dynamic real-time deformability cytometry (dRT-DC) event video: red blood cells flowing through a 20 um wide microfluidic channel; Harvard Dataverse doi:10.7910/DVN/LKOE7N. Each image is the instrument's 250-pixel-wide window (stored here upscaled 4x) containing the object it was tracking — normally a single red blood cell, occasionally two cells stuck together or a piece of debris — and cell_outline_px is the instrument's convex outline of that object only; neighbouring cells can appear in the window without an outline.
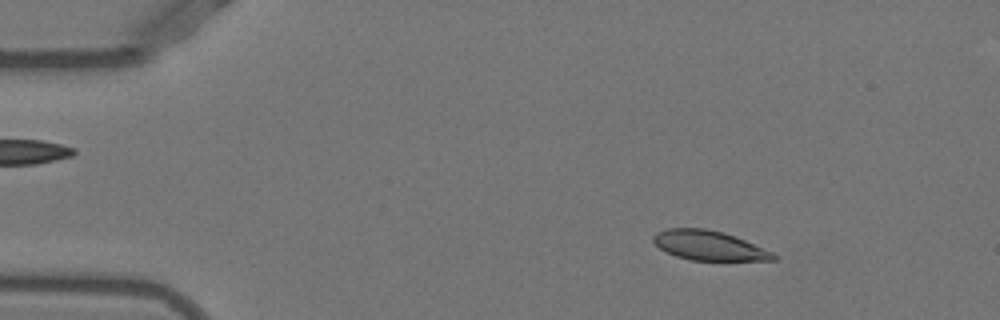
{"species": "Egyptian fruit bat (a non-hibernating species)", "species_latin": "Rousettus aegyptiacus", "temperature_condition": "warm", "stored_images_in_passage": 50, "camera_frame_rate_fps": 3000, "um_per_image_px": 0.085, "animal": {"sex": "female"}, "frame": {"image": 1, "passage_image": 6, "time_ms": 1.667, "image_size_px": [1000, 320], "cell_outline_px": [[776, 260], [692, 260], [676, 256], [660, 248], [652, 240], [652, 236], [656, 232], [668, 228], [704, 228], [724, 232], [776, 252]], "centroid_in_image_um": [60.29, 20.86], "position_along_channel_um": 24.7, "area_um2": 20.69}}
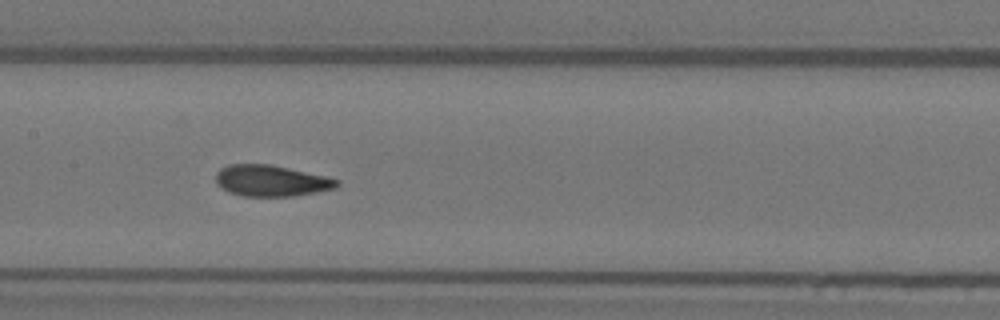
{"frame": {"image": 2, "passage_image": 24, "time_ms": 7.667, "image_size_px": [1000, 320], "cell_outline_px": [[340, 184], [336, 188], [296, 196], [244, 196], [228, 192], [220, 188], [216, 184], [216, 172], [220, 168], [228, 164], [268, 164], [288, 168], [324, 176], [340, 180]], "centroid_in_image_um": [23.02, 15.37], "position_along_channel_um": 184.4, "area_um2": 22.08}}
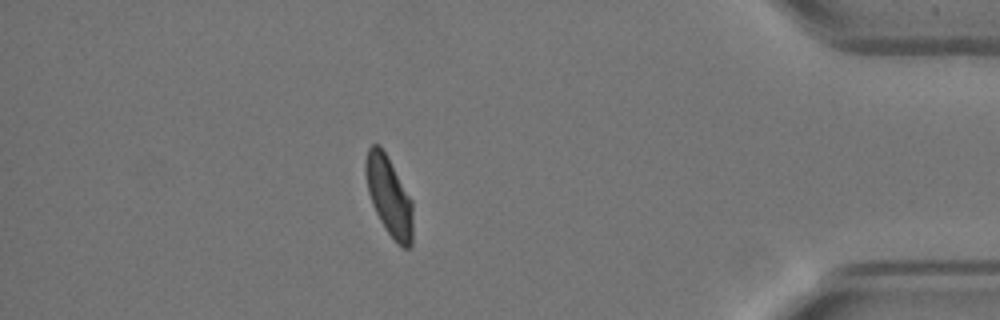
{"frame": {"image": 3, "passage_image": 44, "time_ms": 14.333, "image_size_px": [1000, 320], "cell_outline_px": [[412, 244], [408, 248], [404, 248], [396, 244], [380, 220], [372, 204], [368, 192], [364, 172], [364, 164], [368, 148], [372, 144], [380, 144], [412, 200]], "centroid_in_image_um": [33.05, 16.67], "position_along_channel_um": 402.2, "area_um2": 21.73}, "authors_computed_cell_mechanics": {"area_um2": 22.1952, "velocity_mm_per_s": 3.8944, "shape_relaxation_time_tau1_ms": 5.6215, "shape_relaxation_time_tau2_ms": 1.1766, "deformation_change_tau1": 0.183, "deformation_change_tau2": 0.0562}}